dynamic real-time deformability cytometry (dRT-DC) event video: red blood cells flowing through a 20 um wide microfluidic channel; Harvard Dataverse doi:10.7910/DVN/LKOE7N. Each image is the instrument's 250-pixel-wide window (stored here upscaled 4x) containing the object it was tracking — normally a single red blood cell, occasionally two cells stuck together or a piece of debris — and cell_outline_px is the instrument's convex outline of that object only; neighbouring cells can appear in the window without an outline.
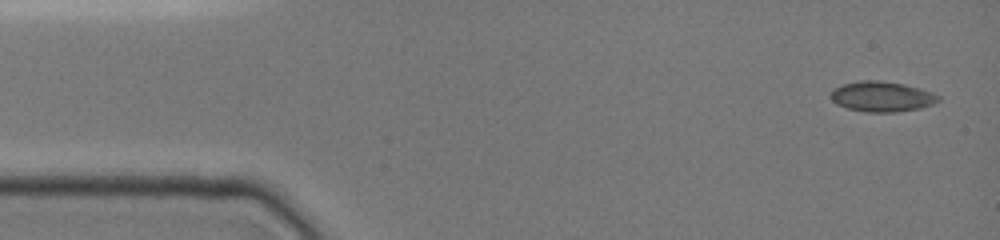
{"species": "common noctule bat (a hibernating species)", "species_latin": "Nyctalus noctula", "temperature_condition": "cold", "stored_images_in_passage": 9, "camera_frame_rate_fps": 3000, "um_per_image_px": 0.085, "animal": {"sex": "female", "body_mass_g": 19.0, "forearm_length_mm": 51.5}, "frame": {"image": 1, "passage_image": 1, "time_ms": 0.0, "image_size_px": [1000, 240], "cell_outline_px": [[940, 100], [932, 104], [920, 108], [896, 112], [864, 112], [848, 108], [836, 104], [828, 96], [832, 88], [844, 84], [860, 80], [876, 80], [904, 84], [920, 88], [932, 92], [940, 96]], "centroid_in_image_um": [74.92, 8.2], "position_along_channel_um": 10.1, "area_um2": 19.13}}
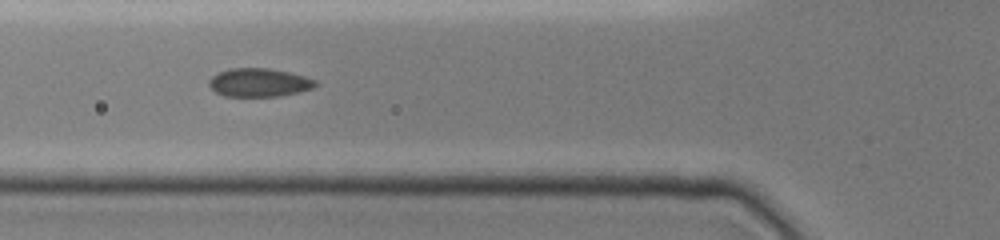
{"frame": {"image": 2, "passage_image": 7, "time_ms": 5.0, "image_size_px": [1000, 240], "cell_outline_px": [[320, 84], [312, 88], [300, 92], [280, 96], [224, 96], [216, 92], [208, 84], [208, 80], [216, 72], [228, 68], [268, 68], [288, 72], [304, 76], [316, 80]], "centroid_in_image_um": [22.01, 7.01], "position_along_channel_um": 103.8, "area_um2": 17.8}}
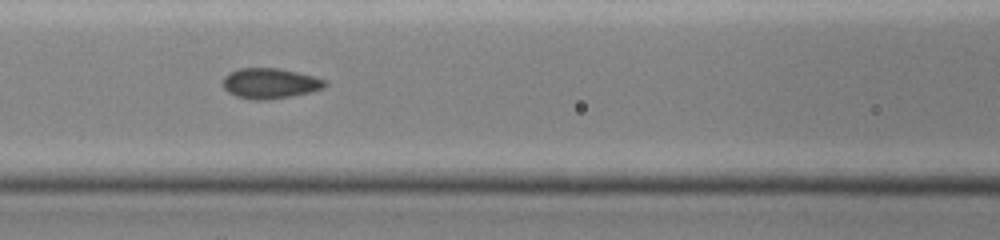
{"frame": {"image": 3, "passage_image": 8, "time_ms": 6.0, "image_size_px": [1000, 240], "cell_outline_px": [[328, 84], [324, 88], [312, 92], [292, 96], [268, 100], [252, 100], [236, 96], [228, 92], [224, 88], [224, 76], [228, 72], [240, 68], [280, 68], [328, 80]], "centroid_in_image_um": [22.98, 7.09], "position_along_channel_um": 143.6, "area_um2": 18.26}}